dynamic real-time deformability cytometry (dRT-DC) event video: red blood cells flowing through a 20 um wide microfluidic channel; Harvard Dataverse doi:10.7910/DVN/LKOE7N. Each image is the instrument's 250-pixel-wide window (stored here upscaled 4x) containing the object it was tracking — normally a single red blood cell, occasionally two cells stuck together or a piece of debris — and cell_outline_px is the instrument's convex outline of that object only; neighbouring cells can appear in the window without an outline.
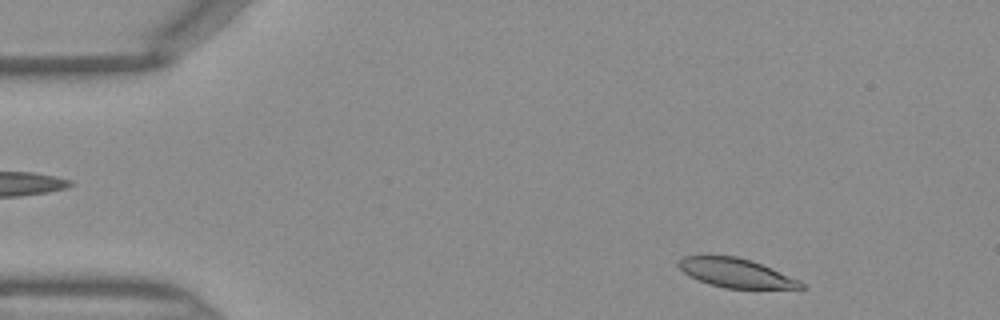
{"species": "Egyptian fruit bat (a non-hibernating species)", "species_latin": "Rousettus aegyptiacus", "temperature_condition": "warm", "stored_images_in_passage": 42, "camera_frame_rate_fps": 3000, "um_per_image_px": 0.085, "frame": {"image": 1, "passage_image": 2, "time_ms": 0.333, "image_size_px": [1000, 320], "cell_outline_px": [[808, 288], [724, 288], [708, 284], [688, 276], [676, 264], [676, 260], [684, 256], [736, 256], [752, 260], [772, 268], [800, 280]], "centroid_in_image_um": [62.53, 23.2], "position_along_channel_um": 22.5, "area_um2": 20.81}}
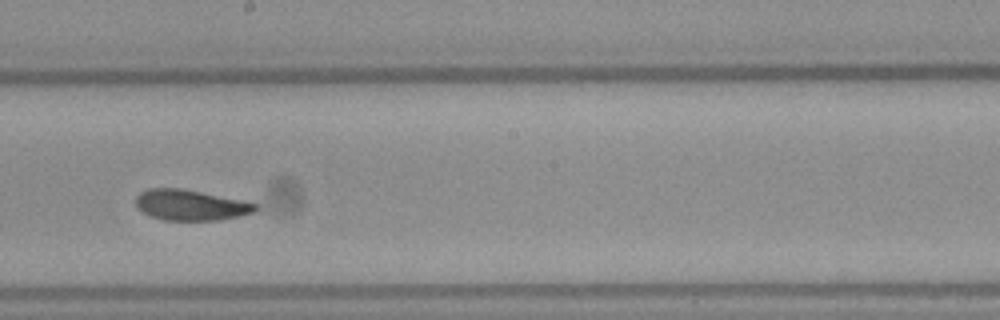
{"frame": {"image": 2, "passage_image": 22, "time_ms": 7.0, "image_size_px": [1000, 320], "cell_outline_px": [[260, 208], [256, 212], [240, 216], [220, 220], [164, 220], [152, 216], [136, 208], [136, 196], [140, 192], [148, 188], [180, 188], [244, 200], [256, 204]], "centroid_in_image_um": [16.23, 17.43], "position_along_channel_um": 232.0, "area_um2": 21.5}}
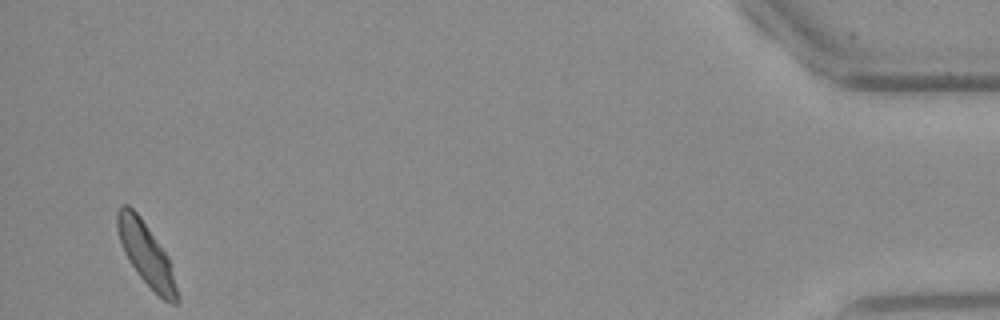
{"frame": {"image": 3, "passage_image": 41, "time_ms": 13.333, "image_size_px": [1000, 320], "cell_outline_px": [[180, 300], [176, 304], [172, 304], [164, 300], [140, 276], [128, 260], [124, 252], [120, 240], [116, 224], [116, 212], [120, 204], [128, 204], [140, 216], [168, 256]], "centroid_in_image_um": [12.41, 21.56], "position_along_channel_um": 422.8, "area_um2": 21.5}}